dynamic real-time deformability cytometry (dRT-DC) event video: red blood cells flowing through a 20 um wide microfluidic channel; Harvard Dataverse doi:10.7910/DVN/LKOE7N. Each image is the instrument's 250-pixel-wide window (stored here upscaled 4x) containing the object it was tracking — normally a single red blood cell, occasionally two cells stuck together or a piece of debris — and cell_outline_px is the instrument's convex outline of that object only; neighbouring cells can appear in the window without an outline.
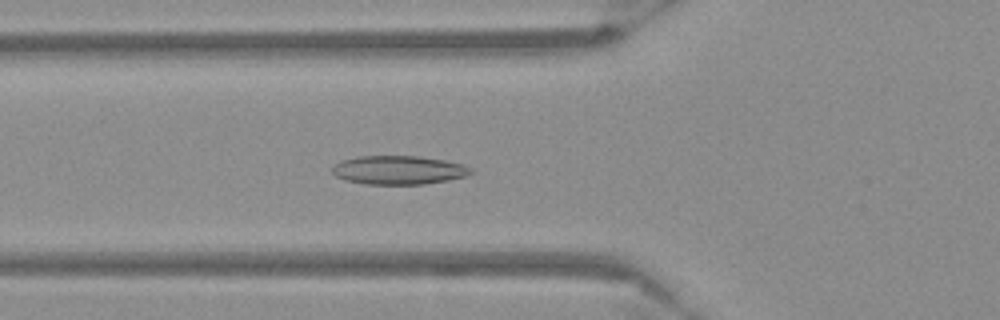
{"species": "Egyptian fruit bat (a non-hibernating species)", "species_latin": "Rousettus aegyptiacus", "temperature_condition": "warm", "stored_images_in_passage": 38, "camera_frame_rate_fps": 3000, "um_per_image_px": 0.085, "frame": {"image": 1, "passage_image": 4, "time_ms": 1.0, "image_size_px": [1000, 320], "cell_outline_px": [[472, 172], [464, 176], [448, 180], [424, 184], [364, 184], [344, 180], [336, 176], [332, 172], [332, 168], [340, 160], [360, 156], [420, 156], [444, 160], [464, 164], [472, 168]], "centroid_in_image_um": [33.87, 14.45], "position_along_channel_um": 91.9, "area_um2": 23.24}}
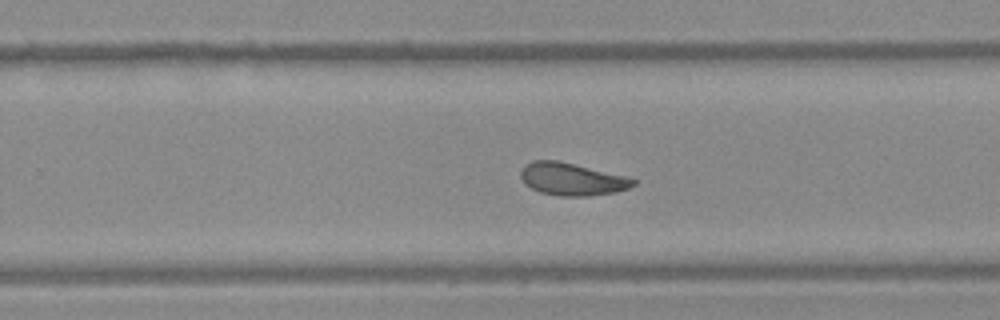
{"frame": {"image": 2, "passage_image": 19, "time_ms": 6.0, "image_size_px": [1000, 320], "cell_outline_px": [[636, 184], [628, 188], [616, 192], [588, 196], [560, 196], [540, 192], [524, 184], [520, 176], [520, 172], [524, 164], [532, 160], [556, 160], [624, 176], [636, 180]], "centroid_in_image_um": [48.56, 15.23], "position_along_channel_um": 281.2, "area_um2": 21.15}}
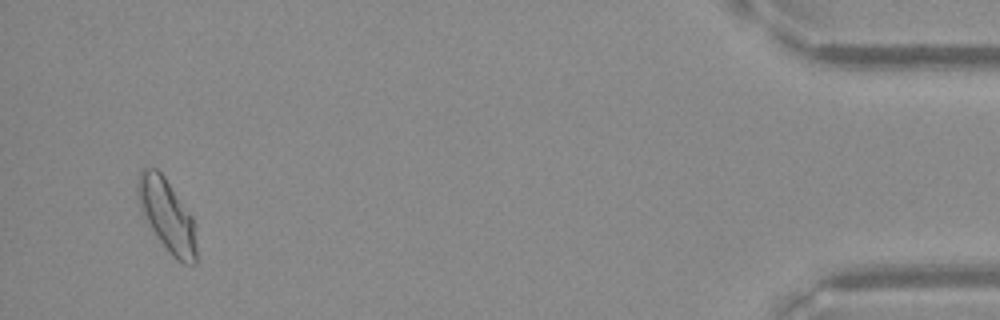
{"frame": {"image": 3, "passage_image": 36, "time_ms": 11.667, "image_size_px": [1000, 320], "cell_outline_px": [[196, 264], [184, 264], [176, 260], [168, 252], [140, 212], [136, 192], [136, 180], [140, 168], [156, 168], [164, 176], [192, 216], [196, 248]], "centroid_in_image_um": [14.14, 18.28], "position_along_channel_um": 421.1, "area_um2": 24.85}}